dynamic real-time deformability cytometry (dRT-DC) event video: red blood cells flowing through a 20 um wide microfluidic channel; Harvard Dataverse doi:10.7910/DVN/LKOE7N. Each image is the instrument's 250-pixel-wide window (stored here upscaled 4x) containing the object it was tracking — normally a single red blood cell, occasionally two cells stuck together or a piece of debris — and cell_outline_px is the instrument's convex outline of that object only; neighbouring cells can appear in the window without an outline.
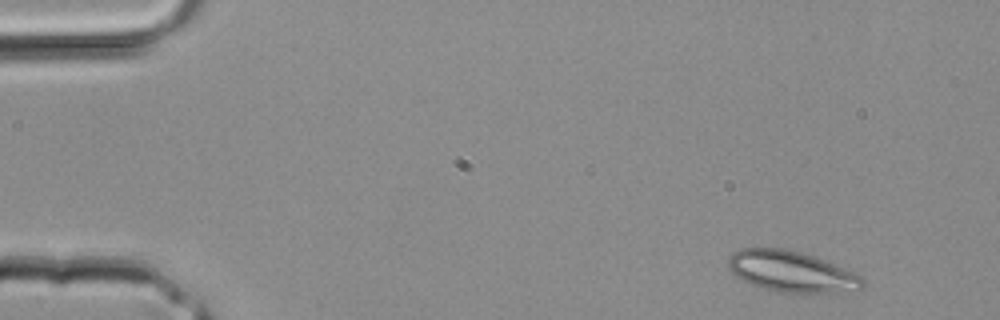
{"species": "common noctule bat (a hibernating species)", "species_latin": "Nyctalus noctula", "temperature_condition": "room temperature", "stored_images_in_passage": 3, "camera_frame_rate_fps": 3000, "um_per_image_px": 0.085, "animal": {"sex": "male", "body_mass_g": 20.4}, "frame": {"image": 1, "passage_image": 1, "time_ms": 0.0, "image_size_px": [1000, 320], "cell_outline_px": [[864, 284], [860, 288], [840, 292], [788, 296], [752, 284], [736, 276], [728, 268], [728, 256], [732, 252], [740, 248], [784, 248], [816, 256], [864, 276]], "centroid_in_image_um": [67.29, 23.11], "position_along_channel_um": 17.7, "area_um2": 33.0}}